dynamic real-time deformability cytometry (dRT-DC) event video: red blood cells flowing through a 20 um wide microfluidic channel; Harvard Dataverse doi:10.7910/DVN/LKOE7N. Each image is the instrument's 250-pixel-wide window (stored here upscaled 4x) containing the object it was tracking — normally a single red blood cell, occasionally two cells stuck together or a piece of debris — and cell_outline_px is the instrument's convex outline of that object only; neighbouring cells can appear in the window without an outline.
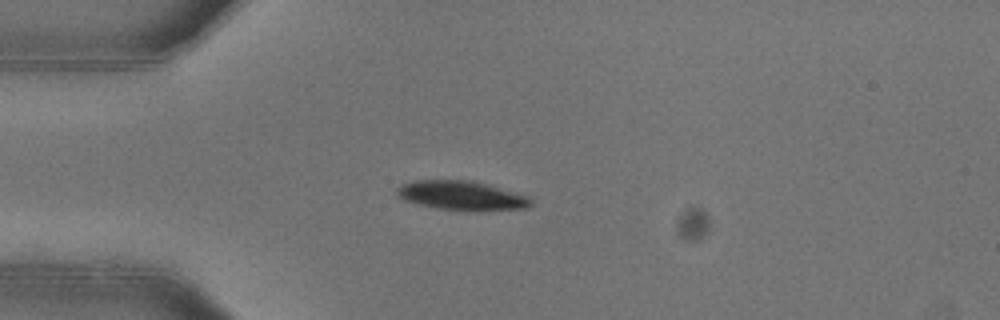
{"species": "common noctule bat (a hibernating species)", "species_latin": "Nyctalus noctula", "temperature_condition": "warm", "stored_images_in_passage": 40, "camera_frame_rate_fps": 3000, "um_per_image_px": 0.085, "animal": {"sex": "female"}, "frame": {"image": 1, "passage_image": 1, "time_ms": 0.0, "image_size_px": [1000, 320], "cell_outline_px": [[532, 204], [528, 208], [436, 208], [404, 200], [396, 192], [396, 188], [412, 180], [472, 180], [528, 196], [532, 200]], "centroid_in_image_um": [39.18, 16.57], "position_along_channel_um": 45.8, "area_um2": 21.62}}
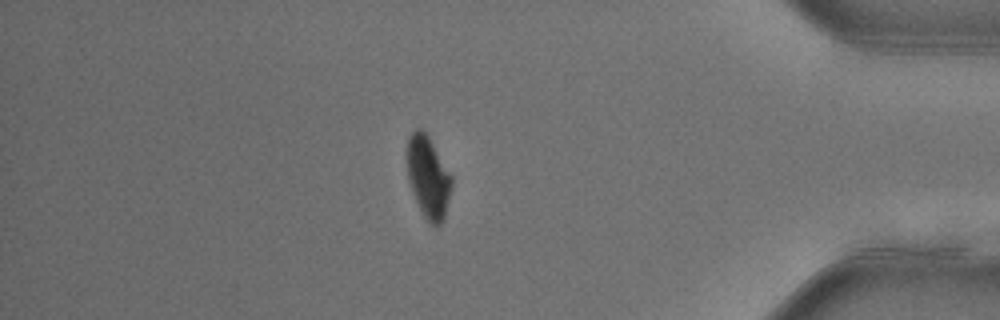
{"frame": {"image": 2, "passage_image": 32, "time_ms": 10.333, "image_size_px": [1000, 320], "cell_outline_px": [[452, 184], [444, 220], [440, 224], [432, 224], [424, 216], [412, 192], [408, 180], [408, 136], [416, 128], [420, 128], [428, 136], [452, 176]], "centroid_in_image_um": [36.4, 15.05], "position_along_channel_um": 398.8, "area_um2": 20.81}}
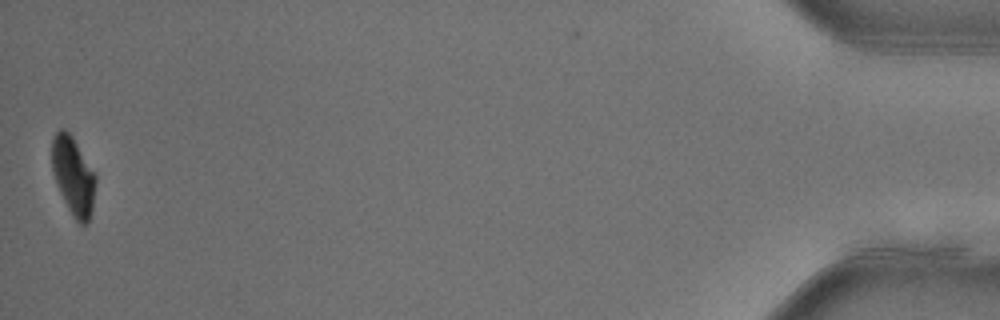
{"frame": {"image": 3, "passage_image": 39, "time_ms": 12.667, "image_size_px": [1000, 320], "cell_outline_px": [[96, 180], [92, 212], [88, 220], [84, 224], [80, 224], [76, 220], [68, 208], [64, 200], [56, 180], [52, 168], [52, 140], [56, 132], [60, 128], [64, 128], [72, 136], [96, 172]], "centroid_in_image_um": [6.25, 14.92], "position_along_channel_um": 428.9, "area_um2": 19.77}, "authors_computed_cell_mechanics": {"area_um2": 24.3338, "velocity_mm_per_s": 3.9581, "shape_relaxation_time_tau1_ms": 2.8697, "shape_relaxation_time_tau2_ms": null, "deformation_change_tau1": 0.1399, "deformation_change_tau2": null}}